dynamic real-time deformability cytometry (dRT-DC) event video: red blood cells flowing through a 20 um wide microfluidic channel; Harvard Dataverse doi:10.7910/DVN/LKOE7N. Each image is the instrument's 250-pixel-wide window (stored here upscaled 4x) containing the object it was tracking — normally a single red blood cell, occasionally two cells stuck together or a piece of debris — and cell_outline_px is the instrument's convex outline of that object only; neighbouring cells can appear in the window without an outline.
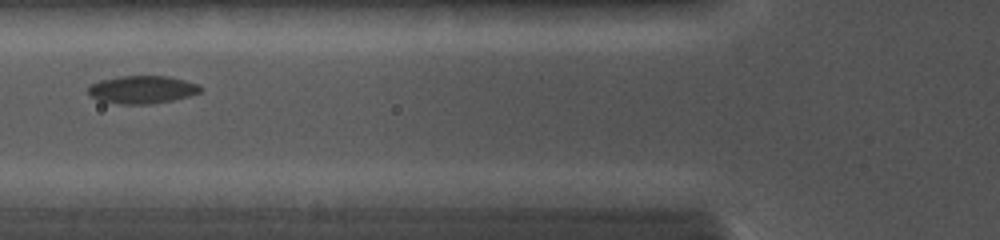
{"species": "common noctule bat (a hibernating species)", "species_latin": "Nyctalus noctula", "temperature_condition": "cold", "stored_images_in_passage": 13, "camera_frame_rate_fps": 5000, "um_per_image_px": 0.085, "animal": {"sex": "female", "body_mass_g": 19.0, "forearm_length_mm": 56.7}, "frame": {"image": 1, "passage_image": 3, "time_ms": 2.0, "image_size_px": [1000, 240], "cell_outline_px": [[204, 88], [200, 92], [188, 96], [172, 100], [148, 104], [120, 104], [100, 100], [92, 96], [88, 92], [88, 88], [92, 84], [100, 80], [120, 76], [168, 76], [184, 80], [196, 84]], "centroid_in_image_um": [12.09, 7.61], "position_along_channel_um": 113.7, "area_um2": 17.98}}
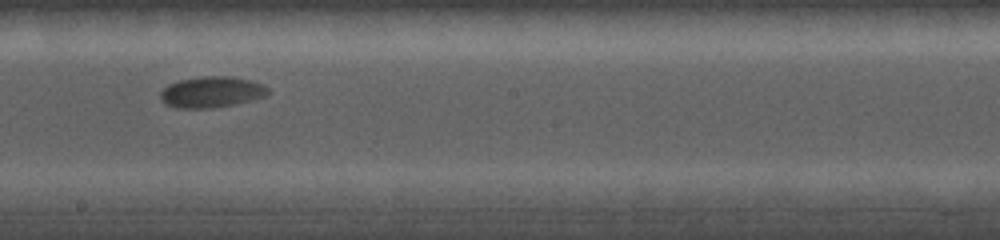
{"frame": {"image": 2, "passage_image": 6, "time_ms": 4.8, "image_size_px": [1000, 240], "cell_outline_px": [[268, 92], [264, 96], [252, 100], [212, 108], [176, 108], [164, 104], [160, 100], [160, 92], [168, 84], [180, 80], [204, 76], [228, 76], [252, 80], [268, 88]], "centroid_in_image_um": [17.93, 7.83], "position_along_channel_um": 230.3, "area_um2": 19.36}}
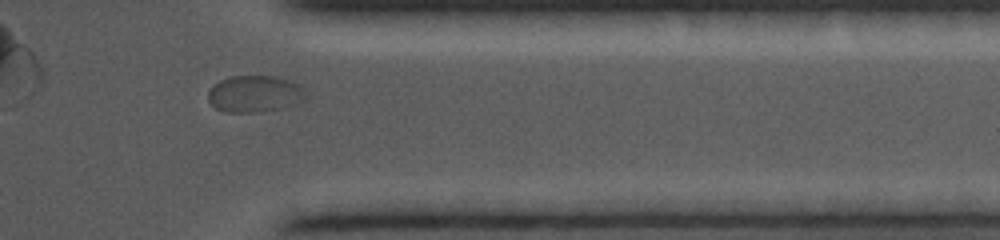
{"frame": {"image": 3, "passage_image": 10, "time_ms": 8.6, "image_size_px": [1000, 240], "cell_outline_px": [[308, 96], [304, 100], [280, 108], [252, 112], [224, 112], [216, 108], [208, 100], [208, 88], [212, 84], [228, 76], [272, 76], [288, 80], [296, 84]], "centroid_in_image_um": [21.57, 7.97], "position_along_channel_um": 389.8, "area_um2": 20.69}}